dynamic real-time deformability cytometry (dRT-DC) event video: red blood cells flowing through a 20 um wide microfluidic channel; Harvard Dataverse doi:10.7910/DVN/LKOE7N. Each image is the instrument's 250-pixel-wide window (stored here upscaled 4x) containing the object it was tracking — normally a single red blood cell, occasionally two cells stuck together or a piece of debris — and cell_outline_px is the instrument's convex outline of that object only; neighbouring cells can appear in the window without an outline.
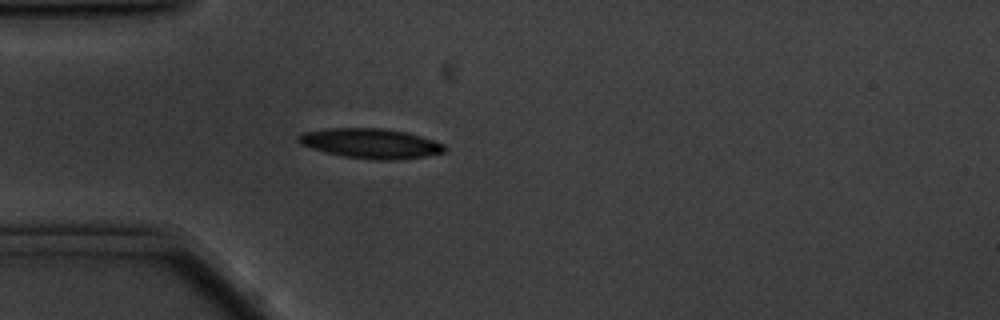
{"species": "common noctule bat (a hibernating species)", "species_latin": "Nyctalus noctula", "temperature_condition": "cold", "stored_images_in_passage": 44, "camera_frame_rate_fps": 3000, "um_per_image_px": 0.085, "animal": {"sex": "male", "body_mass_g": 20.1, "forearm_length_mm": 53.5}, "frame": {"image": 1, "passage_image": 7, "time_ms": 2.0, "image_size_px": [1000, 320], "cell_outline_px": [[448, 148], [444, 152], [424, 156], [396, 160], [376, 160], [344, 156], [324, 152], [300, 144], [296, 140], [296, 136], [304, 132], [324, 128], [384, 128], [404, 132], [420, 136], [444, 144]], "centroid_in_image_um": [31.47, 12.19], "position_along_channel_um": 53.5, "area_um2": 25.43}}
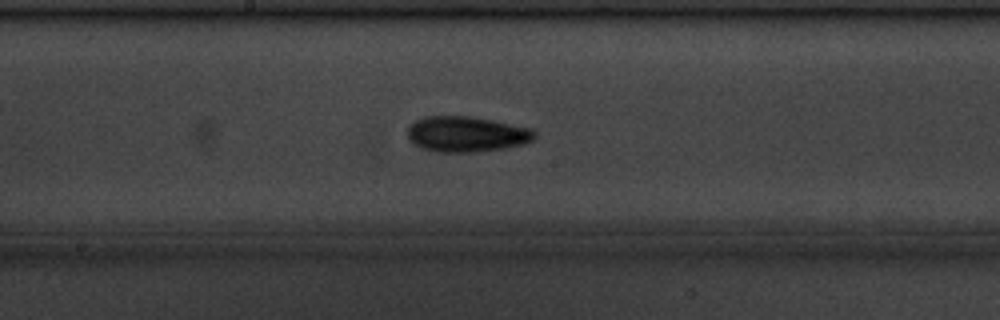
{"frame": {"image": 2, "passage_image": 21, "time_ms": 6.667, "image_size_px": [1000, 320], "cell_outline_px": [[536, 136], [532, 140], [524, 144], [504, 148], [476, 152], [436, 152], [420, 148], [412, 144], [408, 140], [408, 124], [416, 120], [428, 116], [468, 116], [492, 120], [532, 128], [536, 132]], "centroid_in_image_um": [39.62, 11.41], "position_along_channel_um": 208.6, "area_um2": 26.59}}
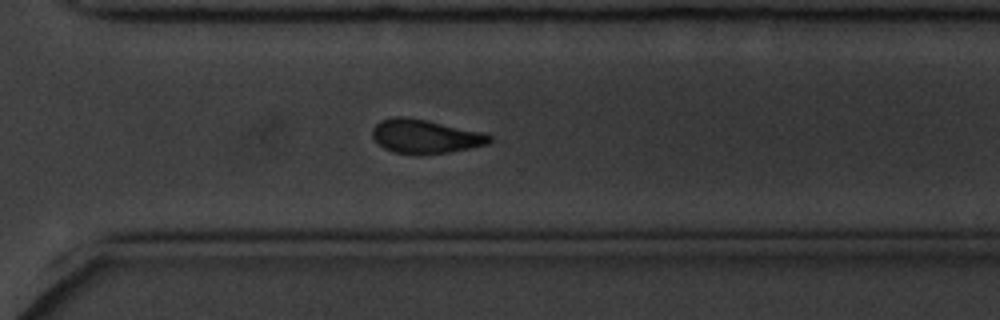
{"frame": {"image": 3, "passage_image": 32, "time_ms": 10.333, "image_size_px": [1000, 320], "cell_outline_px": [[492, 140], [488, 144], [448, 152], [392, 152], [384, 148], [372, 136], [372, 128], [380, 120], [392, 116], [404, 116], [484, 132], [492, 136]], "centroid_in_image_um": [36.14, 11.55], "position_along_channel_um": 334.5, "area_um2": 22.48}, "authors_computed_cell_mechanics": {"area_um2": 24.3338, "velocity_mm_per_s": 3.4436, "shape_relaxation_time_tau1_ms": 2.8047, "shape_relaxation_time_tau2_ms": 10.0161, "deformation_change_tau1": 0.118, "deformation_change_tau2": 0.1901}}